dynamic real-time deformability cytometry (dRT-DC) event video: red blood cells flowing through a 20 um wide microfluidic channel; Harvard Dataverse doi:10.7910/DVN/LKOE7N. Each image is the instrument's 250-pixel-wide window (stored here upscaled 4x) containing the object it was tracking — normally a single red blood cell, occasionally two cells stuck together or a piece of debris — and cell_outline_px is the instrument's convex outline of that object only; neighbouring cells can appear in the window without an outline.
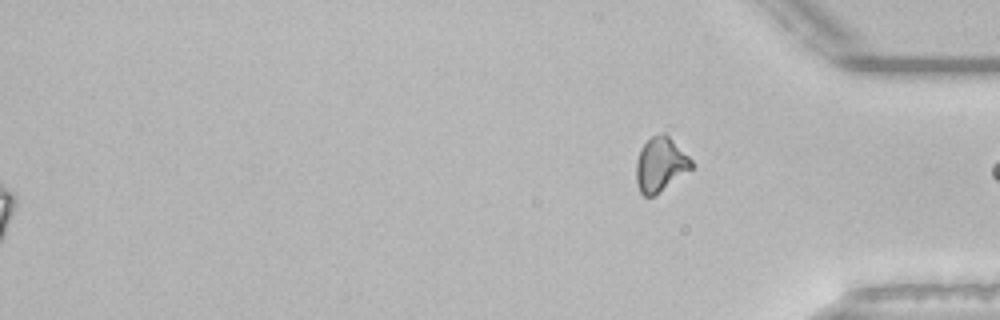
{"species": "common noctule bat (a hibernating species)", "species_latin": "Nyctalus noctula", "temperature_condition": "room temperature", "stored_images_in_passage": 41, "segment_of_instrument_passage": [2, 2], "camera_frame_rate_fps": 3000, "um_per_image_px": 0.085, "animal": {"sex": "male", "body_mass_g": 21.5, "forearm_length_mm": 52.0}, "frame": {"image": 1, "passage_image": 41, "time_ms": 13.333, "image_size_px": [1000, 320], "cell_outline_px": [[696, 164], [692, 168], [652, 196], [644, 196], [640, 192], [636, 184], [636, 160], [640, 148], [652, 136], [660, 132], [664, 132]], "centroid_in_image_um": [56.11, 13.96], "position_along_channel_um": 379.1, "area_um2": 17.22}}